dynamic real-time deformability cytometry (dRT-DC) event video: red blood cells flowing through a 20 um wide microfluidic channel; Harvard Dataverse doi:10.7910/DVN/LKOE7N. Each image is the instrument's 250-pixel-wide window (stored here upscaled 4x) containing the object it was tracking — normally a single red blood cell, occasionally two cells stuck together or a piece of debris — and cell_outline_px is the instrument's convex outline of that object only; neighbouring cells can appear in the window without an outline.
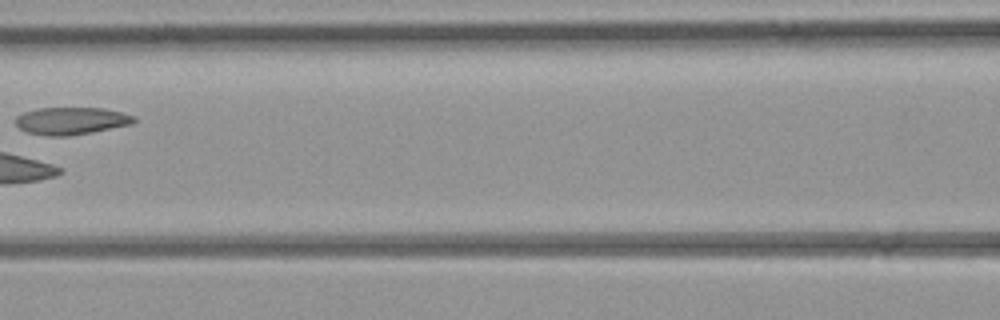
{"species": "common noctule bat (a hibernating species)", "species_latin": "Nyctalus noctula", "temperature_condition": "room temperature", "stored_images_in_passage": 5, "camera_frame_rate_fps": 3000, "um_per_image_px": 0.085, "animal": {"sex": "female", "body_mass_g": 21.9}, "frame": {"image": 1, "passage_image": 5, "time_ms": 5.333, "image_size_px": [1000, 320], "cell_outline_px": [[136, 120], [132, 124], [92, 132], [68, 136], [48, 136], [28, 132], [20, 128], [16, 124], [16, 116], [24, 112], [36, 108], [100, 108], [120, 112], [136, 116]], "centroid_in_image_um": [6.05, 10.27], "position_along_channel_um": 160.5, "area_um2": 18.79}}